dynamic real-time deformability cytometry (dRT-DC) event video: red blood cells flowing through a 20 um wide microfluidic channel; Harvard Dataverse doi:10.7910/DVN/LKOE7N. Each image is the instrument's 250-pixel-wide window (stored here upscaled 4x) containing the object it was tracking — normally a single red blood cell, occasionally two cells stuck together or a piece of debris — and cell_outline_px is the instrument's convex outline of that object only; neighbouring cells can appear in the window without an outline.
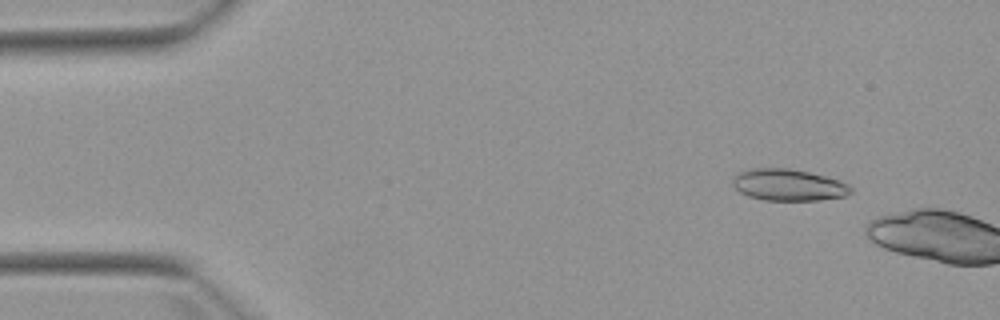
{"species": "Egyptian fruit bat (a non-hibernating species)", "species_latin": "Rousettus aegyptiacus", "temperature_condition": "warm", "stored_images_in_passage": 3, "camera_frame_rate_fps": 3000, "um_per_image_px": 0.085, "animal": {"sex": "female"}, "frame": {"image": 1, "passage_image": 2, "time_ms": 1.333, "image_size_px": [1000, 320], "cell_outline_px": [[852, 192], [844, 196], [820, 200], [764, 200], [748, 196], [740, 192], [732, 184], [732, 176], [736, 172], [756, 168], [788, 168], [808, 172], [840, 180], [848, 184], [852, 188]], "centroid_in_image_um": [66.99, 15.71], "position_along_channel_um": 18.0, "area_um2": 21.85}}